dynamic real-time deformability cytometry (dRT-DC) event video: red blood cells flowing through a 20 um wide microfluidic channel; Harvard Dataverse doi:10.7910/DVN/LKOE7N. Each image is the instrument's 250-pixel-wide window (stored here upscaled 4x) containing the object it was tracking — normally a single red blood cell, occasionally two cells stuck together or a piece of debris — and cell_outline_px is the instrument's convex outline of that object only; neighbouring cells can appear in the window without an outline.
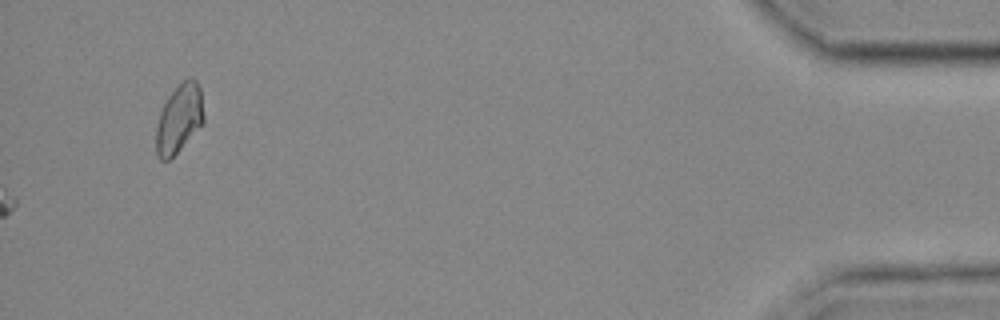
{"species": "common noctule bat (a hibernating species)", "species_latin": "Nyctalus noctula", "temperature_condition": "cold", "stored_images_in_passage": 59, "camera_frame_rate_fps": 3000, "um_per_image_px": 0.085, "animal": {"sex": "female", "body_mass_g": 25.1}, "frame": {"image": 1, "passage_image": 59, "time_ms": 19.333, "image_size_px": [1000, 320], "cell_outline_px": [[204, 124], [168, 160], [160, 160], [156, 156], [156, 128], [160, 112], [168, 96], [176, 84], [188, 76], [192, 76], [196, 80], [200, 88], [204, 116]], "centroid_in_image_um": [15.23, 10.03], "position_along_channel_um": 420.0, "area_um2": 19.31}}